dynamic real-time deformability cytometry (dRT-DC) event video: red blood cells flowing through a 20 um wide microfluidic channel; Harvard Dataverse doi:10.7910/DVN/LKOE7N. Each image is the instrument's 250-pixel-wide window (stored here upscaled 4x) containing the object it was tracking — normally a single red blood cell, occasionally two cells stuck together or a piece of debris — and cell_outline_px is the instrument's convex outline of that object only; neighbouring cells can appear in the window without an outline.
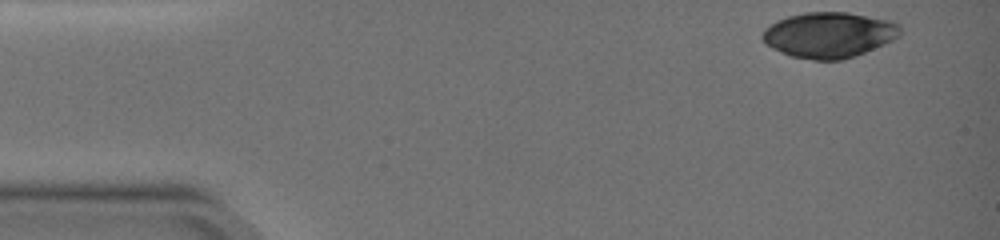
{"species": "common noctule bat (a hibernating species)", "species_latin": "Nyctalus noctula", "temperature_condition": "warm", "stored_images_in_passage": 43, "camera_frame_rate_fps": 3000, "um_per_image_px": 0.085, "animal": {"sex": "female", "body_mass_g": 19.0, "forearm_length_mm": 51.5}, "frame": {"image": 1, "passage_image": 1, "time_ms": 0.0, "image_size_px": [1000, 240], "cell_outline_px": [[900, 36], [884, 44], [856, 56], [840, 60], [816, 60], [792, 56], [772, 48], [764, 44], [760, 36], [764, 28], [776, 20], [788, 16], [804, 12], [848, 12], [888, 20], [900, 24]], "centroid_in_image_um": [70.44, 2.96], "position_along_channel_um": 14.6, "area_um2": 36.7}}